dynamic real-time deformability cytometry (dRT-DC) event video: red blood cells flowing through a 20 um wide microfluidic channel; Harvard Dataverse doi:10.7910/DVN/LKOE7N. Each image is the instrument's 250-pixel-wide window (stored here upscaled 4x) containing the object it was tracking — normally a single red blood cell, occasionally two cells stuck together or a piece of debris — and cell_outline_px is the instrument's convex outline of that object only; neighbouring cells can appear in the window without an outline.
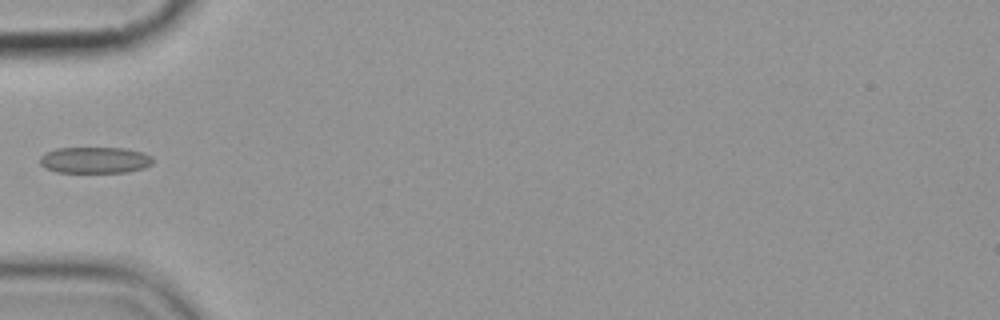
{"species": "common noctule bat (a hibernating species)", "species_latin": "Nyctalus noctula", "temperature_condition": "cold", "stored_images_in_passage": 7, "camera_frame_rate_fps": 3000, "um_per_image_px": 0.085, "animal": {"sex": "female", "body_mass_g": 19.9}, "frame": {"image": 1, "passage_image": 6, "time_ms": 6.0, "image_size_px": [1000, 320], "cell_outline_px": [[152, 164], [144, 168], [128, 172], [56, 172], [44, 168], [40, 164], [40, 156], [44, 152], [56, 148], [124, 148], [144, 152], [152, 156]], "centroid_in_image_um": [8.05, 13.6], "position_along_channel_um": 77.0, "area_um2": 17.51}}
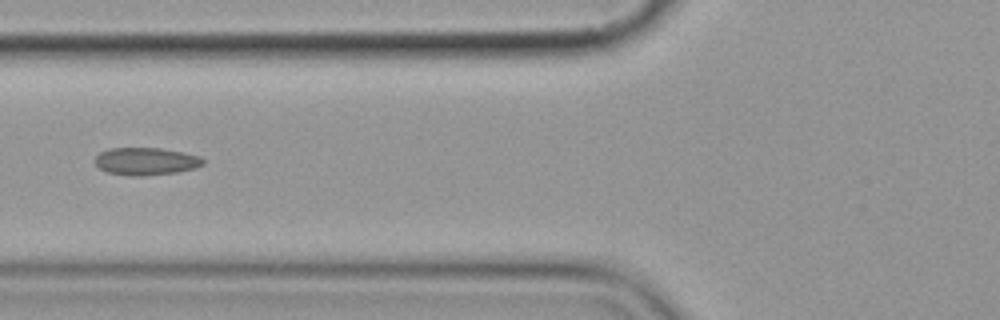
{"frame": {"image": 2, "passage_image": 7, "time_ms": 7.0, "image_size_px": [1000, 320], "cell_outline_px": [[204, 164], [196, 168], [176, 172], [144, 176], [132, 176], [108, 172], [100, 168], [96, 164], [96, 156], [100, 152], [112, 148], [160, 148], [200, 156], [204, 160]], "centroid_in_image_um": [12.42, 13.71], "position_along_channel_um": 113.4, "area_um2": 17.17}}